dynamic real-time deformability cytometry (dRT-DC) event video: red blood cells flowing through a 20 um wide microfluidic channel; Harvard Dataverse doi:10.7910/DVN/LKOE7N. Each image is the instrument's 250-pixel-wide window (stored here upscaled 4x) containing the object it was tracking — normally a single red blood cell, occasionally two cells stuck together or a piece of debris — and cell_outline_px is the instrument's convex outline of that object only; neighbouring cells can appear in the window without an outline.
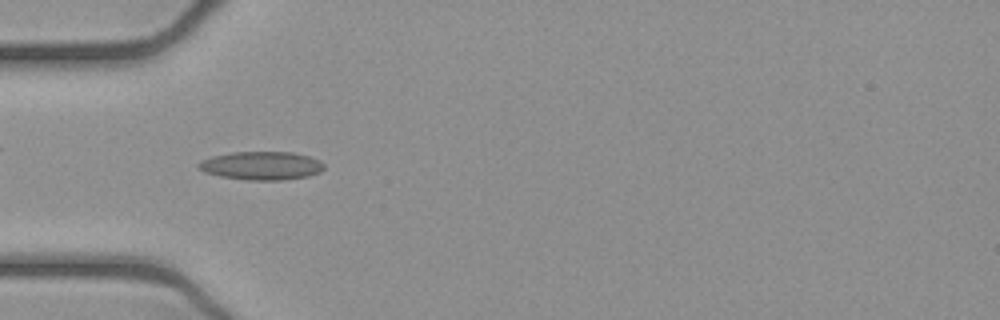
{"species": "common noctule bat (a hibernating species)", "species_latin": "Nyctalus noctula", "temperature_condition": "cold", "stored_images_in_passage": 51, "camera_frame_rate_fps": 3000, "um_per_image_px": 0.085, "animal": {"sex": "female", "body_mass_g": 21.9}, "frame": {"image": 1, "passage_image": 15, "time_ms": 4.667, "image_size_px": [1000, 320], "cell_outline_px": [[324, 168], [320, 172], [308, 176], [280, 180], [248, 180], [220, 176], [204, 172], [196, 168], [196, 164], [200, 160], [212, 156], [232, 152], [292, 152], [308, 156], [320, 160], [324, 164]], "centroid_in_image_um": [22.19, 14.08], "position_along_channel_um": 62.8, "area_um2": 20.87}}
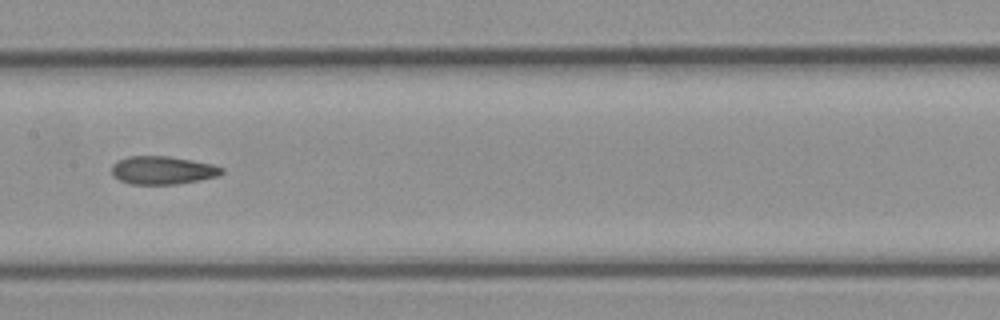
{"frame": {"image": 2, "passage_image": 25, "time_ms": 8.0, "image_size_px": [1000, 320], "cell_outline_px": [[224, 172], [220, 176], [200, 180], [176, 184], [128, 184], [112, 176], [112, 164], [128, 156], [168, 156], [192, 160], [212, 164], [224, 168]], "centroid_in_image_um": [13.84, 14.47], "position_along_channel_um": 193.6, "area_um2": 18.15}}
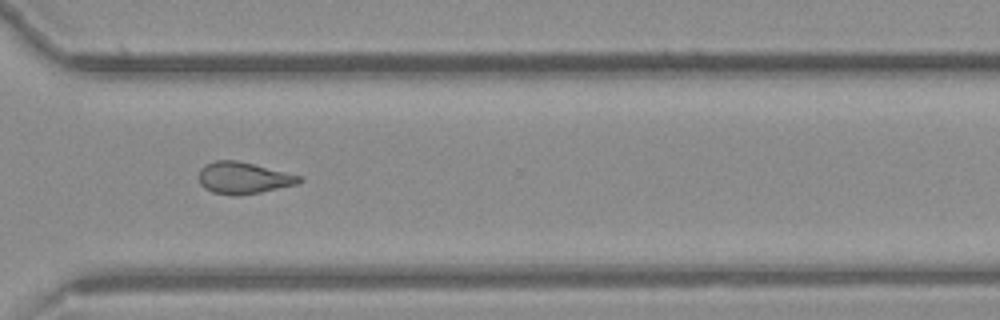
{"frame": {"image": 3, "passage_image": 37, "time_ms": 12.0, "image_size_px": [1000, 320], "cell_outline_px": [[304, 180], [296, 184], [260, 192], [240, 196], [232, 196], [212, 192], [204, 188], [200, 184], [200, 168], [204, 164], [216, 160], [236, 160], [304, 176]], "centroid_in_image_um": [20.7, 15.13], "position_along_channel_um": 349.9, "area_um2": 18.67}, "authors_computed_cell_mechanics": {"area_um2": 18.6694, "velocity_mm_per_s": 3.9299, "shape_relaxation_time_tau1_ms": null, "shape_relaxation_time_tau2_ms": 7.3259, "deformation_change_tau1": null, "deformation_change_tau2": 0.1651}}